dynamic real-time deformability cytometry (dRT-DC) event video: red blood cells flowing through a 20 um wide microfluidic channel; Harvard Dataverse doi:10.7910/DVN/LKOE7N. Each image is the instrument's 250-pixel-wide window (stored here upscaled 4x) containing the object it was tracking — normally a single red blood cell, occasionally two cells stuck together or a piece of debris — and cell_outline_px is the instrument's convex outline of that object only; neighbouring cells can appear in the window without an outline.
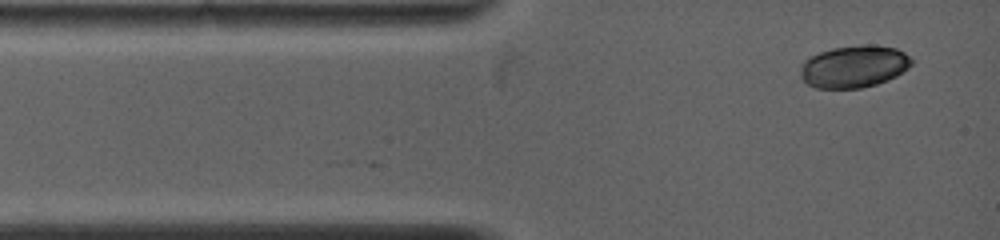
{"species": "common noctule bat (a hibernating species)", "species_latin": "Nyctalus noctula", "temperature_condition": "warm", "stored_images_in_passage": 4, "camera_frame_rate_fps": 5000, "um_per_image_px": 0.085, "animal": {"sex": "female", "body_mass_g": 19.0, "forearm_length_mm": 53.3}, "frame": {"image": 1, "passage_image": 4, "time_ms": 1.0, "image_size_px": [1000, 240], "cell_outline_px": [[912, 64], [908, 68], [896, 76], [888, 80], [876, 84], [860, 88], [816, 88], [808, 84], [800, 76], [800, 68], [804, 60], [820, 52], [832, 48], [864, 44], [872, 44], [896, 48], [904, 52], [912, 60]], "centroid_in_image_um": [72.59, 5.65], "position_along_channel_um": 12.4, "area_um2": 27.34}}